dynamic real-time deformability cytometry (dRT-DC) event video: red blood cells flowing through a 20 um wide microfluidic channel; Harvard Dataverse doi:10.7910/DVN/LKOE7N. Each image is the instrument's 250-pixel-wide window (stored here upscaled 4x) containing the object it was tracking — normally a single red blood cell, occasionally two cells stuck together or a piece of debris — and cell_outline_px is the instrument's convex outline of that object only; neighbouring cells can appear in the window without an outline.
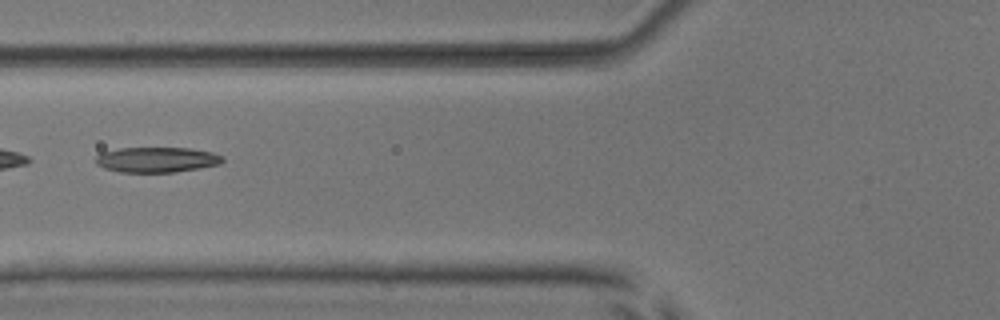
{"species": "common noctule bat (a hibernating species)", "species_latin": "Nyctalus noctula", "temperature_condition": "room temperature", "stored_images_in_passage": 6, "camera_frame_rate_fps": 3000, "um_per_image_px": 0.085, "animal": {"sex": "male", "body_mass_g": 17.9, "forearm_length_mm": 54.2}, "frame": {"image": 1, "passage_image": 6, "time_ms": 5.333, "image_size_px": [1000, 320], "cell_outline_px": [[224, 160], [220, 164], [200, 168], [176, 172], [120, 172], [104, 168], [96, 164], [96, 156], [100, 152], [120, 148], [188, 148], [212, 152], [224, 156]], "centroid_in_image_um": [13.33, 13.57], "position_along_channel_um": 112.5, "area_um2": 18.79}}